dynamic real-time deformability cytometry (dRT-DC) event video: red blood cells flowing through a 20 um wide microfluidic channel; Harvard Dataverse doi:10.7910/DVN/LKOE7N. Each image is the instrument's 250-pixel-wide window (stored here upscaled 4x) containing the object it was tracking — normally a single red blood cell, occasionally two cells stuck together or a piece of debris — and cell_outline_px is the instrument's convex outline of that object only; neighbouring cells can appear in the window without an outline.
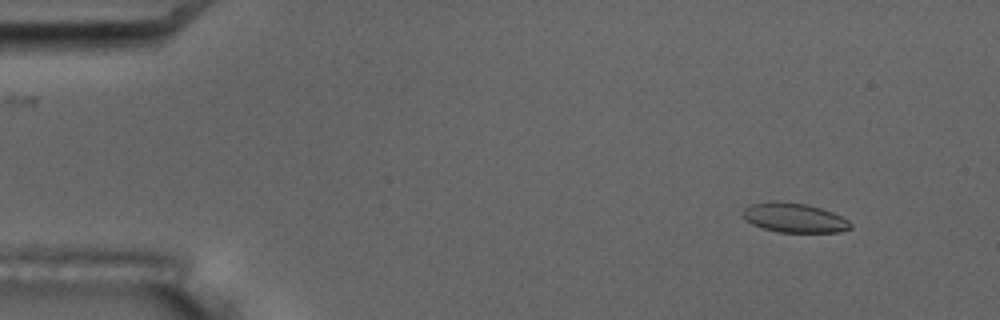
{"species": "common noctule bat (a hibernating species)", "species_latin": "Nyctalus noctula", "temperature_condition": "room temperature", "stored_images_in_passage": 5, "camera_frame_rate_fps": 3000, "um_per_image_px": 0.085, "animal": {"sex": "male", "body_mass_g": 17.5, "forearm_length_mm": 52.3}, "frame": {"image": 1, "passage_image": 2, "time_ms": 1.0, "image_size_px": [1000, 320], "cell_outline_px": [[852, 228], [840, 232], [780, 232], [764, 228], [752, 224], [744, 220], [744, 208], [752, 204], [772, 200], [808, 204], [832, 212], [848, 220], [852, 224]], "centroid_in_image_um": [67.52, 18.5], "position_along_channel_um": 17.5, "area_um2": 18.44}}